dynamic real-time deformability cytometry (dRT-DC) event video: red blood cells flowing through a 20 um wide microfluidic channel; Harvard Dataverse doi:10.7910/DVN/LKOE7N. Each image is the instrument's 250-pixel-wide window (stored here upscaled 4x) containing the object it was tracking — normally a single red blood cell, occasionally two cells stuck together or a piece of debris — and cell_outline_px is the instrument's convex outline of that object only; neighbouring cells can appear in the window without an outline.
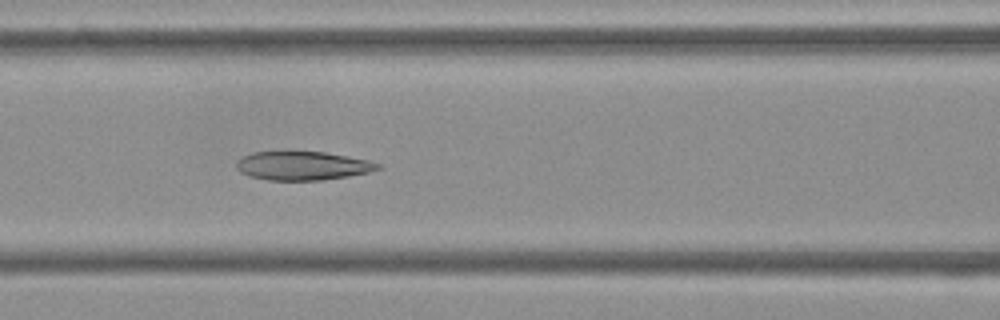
{"species": "Egyptian fruit bat (a non-hibernating species)", "species_latin": "Rousettus aegyptiacus", "temperature_condition": "cold", "stored_images_in_passage": 52, "camera_frame_rate_fps": 3000, "um_per_image_px": 0.085, "frame": {"image": 1, "passage_image": 21, "time_ms": 6.667, "image_size_px": [1000, 320], "cell_outline_px": [[384, 168], [368, 172], [348, 176], [324, 180], [268, 180], [248, 176], [240, 172], [236, 168], [236, 160], [252, 152], [324, 152], [348, 156], [368, 160], [380, 164]], "centroid_in_image_um": [25.72, 14.09], "position_along_channel_um": 140.9, "area_um2": 23.7}}
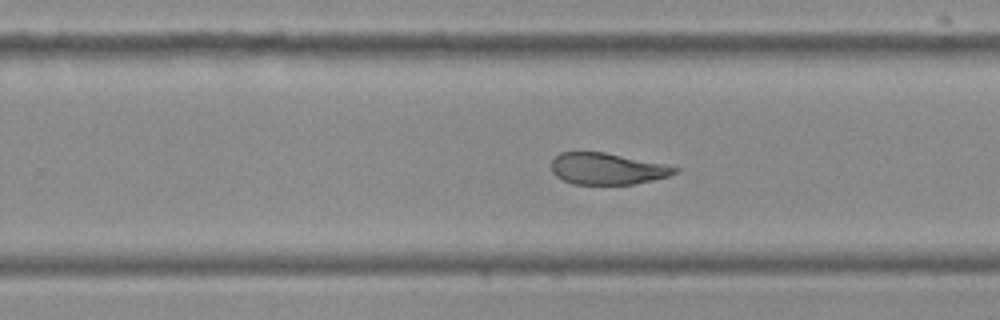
{"frame": {"image": 2, "passage_image": 32, "time_ms": 10.333, "image_size_px": [1000, 320], "cell_outline_px": [[680, 172], [668, 176], [652, 180], [632, 184], [572, 184], [556, 176], [552, 172], [552, 160], [560, 152], [604, 152], [664, 164], [680, 168]], "centroid_in_image_um": [51.62, 14.34], "position_along_channel_um": 278.2, "area_um2": 22.54}}
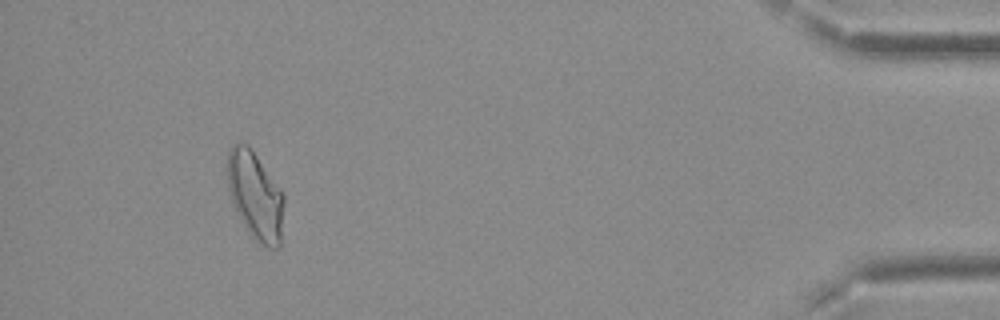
{"frame": {"image": 3, "passage_image": 48, "time_ms": 15.667, "image_size_px": [1000, 320], "cell_outline_px": [[284, 204], [280, 244], [276, 248], [268, 248], [256, 244], [240, 220], [232, 204], [228, 188], [228, 148], [232, 144], [248, 144], [284, 192]], "centroid_in_image_um": [21.71, 16.67], "position_along_channel_um": 413.5, "area_um2": 29.42}, "authors_computed_cell_mechanics": {"area_um2": 25.8655, "velocity_mm_per_s": 3.7517, "shape_relaxation_time_tau1_ms": null, "shape_relaxation_time_tau2_ms": 3.2643, "deformation_change_tau1": null, "deformation_change_tau2": 0.095}}